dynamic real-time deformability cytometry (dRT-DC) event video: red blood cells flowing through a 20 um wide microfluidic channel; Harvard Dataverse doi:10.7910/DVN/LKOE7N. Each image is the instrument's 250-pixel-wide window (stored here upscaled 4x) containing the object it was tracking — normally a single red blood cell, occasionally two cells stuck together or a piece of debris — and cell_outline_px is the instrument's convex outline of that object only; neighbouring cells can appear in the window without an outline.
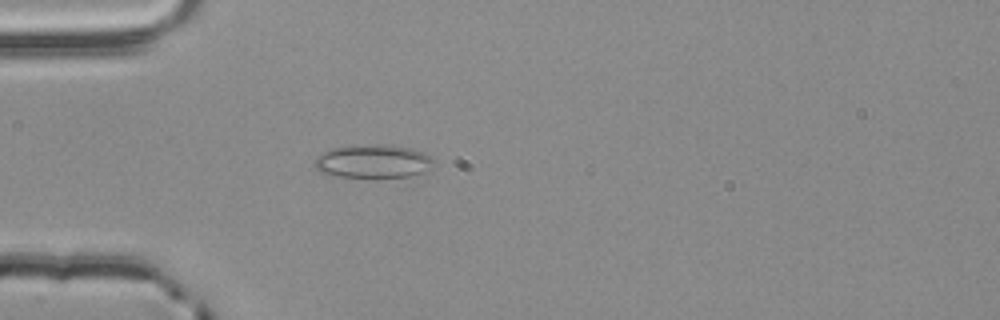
{"species": "common noctule bat (a hibernating species)", "species_latin": "Nyctalus noctula", "temperature_condition": "room temperature", "stored_images_in_passage": 3, "camera_frame_rate_fps": 3000, "um_per_image_px": 0.085, "animal": {"sex": "male", "body_mass_g": 20.4}, "frame": {"image": 1, "passage_image": 3, "time_ms": 0.667, "image_size_px": [1000, 320], "cell_outline_px": [[436, 160], [432, 164], [420, 172], [408, 176], [332, 176], [320, 172], [316, 168], [316, 156], [320, 152], [332, 148], [380, 144], [412, 148], [432, 156]], "centroid_in_image_um": [31.68, 13.69], "position_along_channel_um": 53.3, "area_um2": 22.6}}